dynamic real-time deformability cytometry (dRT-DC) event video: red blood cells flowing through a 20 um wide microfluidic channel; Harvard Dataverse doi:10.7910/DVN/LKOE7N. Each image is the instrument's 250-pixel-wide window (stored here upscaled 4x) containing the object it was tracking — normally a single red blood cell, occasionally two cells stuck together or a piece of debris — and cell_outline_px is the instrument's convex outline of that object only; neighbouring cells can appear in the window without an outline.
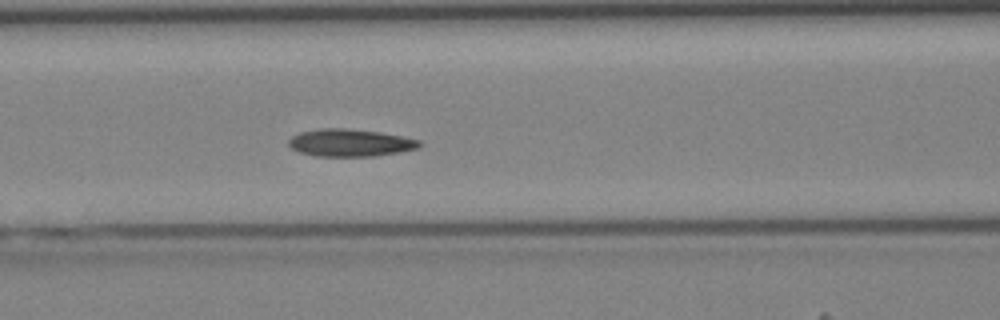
{"species": "Egyptian fruit bat (a non-hibernating species)", "species_latin": "Rousettus aegyptiacus", "temperature_condition": "cold", "stored_images_in_passage": 33, "camera_frame_rate_fps": 3000, "um_per_image_px": 0.085, "animal": {"sex": "female"}, "frame": {"image": 1, "passage_image": 8, "time_ms": 2.333, "image_size_px": [1000, 320], "cell_outline_px": [[424, 144], [420, 148], [400, 152], [376, 156], [316, 156], [300, 152], [292, 148], [288, 144], [288, 140], [292, 136], [300, 132], [320, 128], [344, 128], [380, 132], [404, 136], [420, 140]], "centroid_in_image_um": [29.82, 12.13], "position_along_channel_um": 136.8, "area_um2": 21.1}}
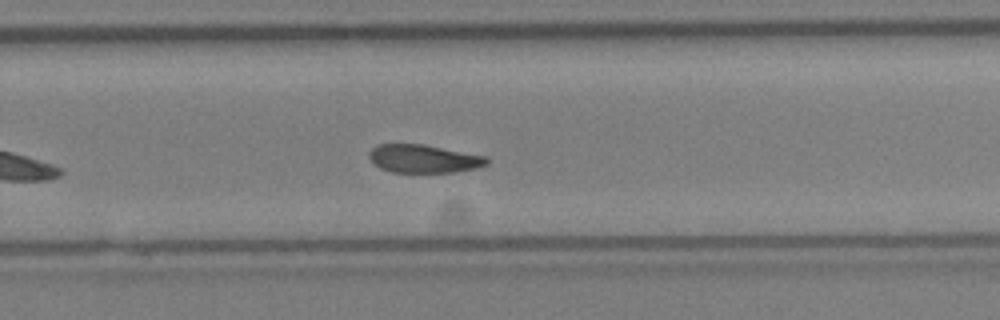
{"frame": {"image": 2, "passage_image": 18, "time_ms": 5.667, "image_size_px": [1000, 320], "cell_outline_px": [[488, 164], [476, 168], [456, 172], [392, 172], [380, 168], [368, 156], [368, 152], [376, 144], [424, 144], [488, 156]], "centroid_in_image_um": [36.03, 13.48], "position_along_channel_um": 293.8, "area_um2": 19.42}}
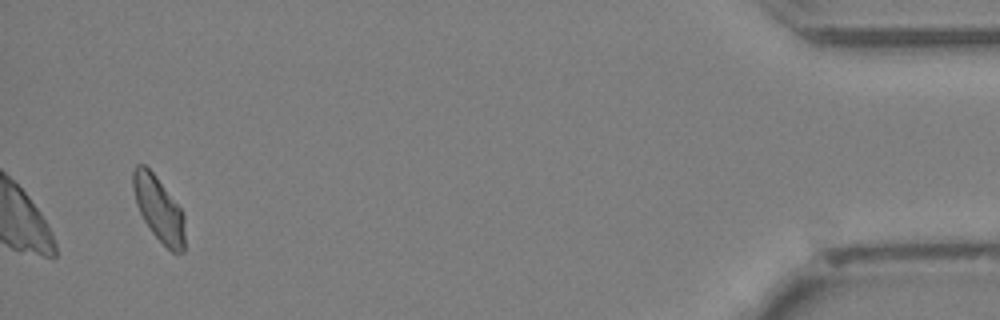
{"frame": {"image": 3, "passage_image": 31, "time_ms": 10.0, "image_size_px": [1000, 320], "cell_outline_px": [[184, 252], [172, 252], [152, 232], [144, 220], [136, 204], [132, 188], [132, 172], [136, 164], [144, 164], [156, 176], [184, 212]], "centroid_in_image_um": [13.48, 17.72], "position_along_channel_um": 421.7, "area_um2": 19.48}}